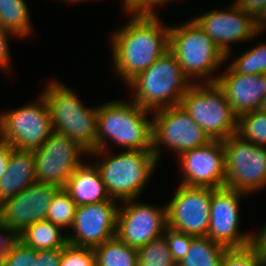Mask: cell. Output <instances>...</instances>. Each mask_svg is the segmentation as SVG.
<instances>
[{
    "label": "cell",
    "mask_w": 266,
    "mask_h": 266,
    "mask_svg": "<svg viewBox=\"0 0 266 266\" xmlns=\"http://www.w3.org/2000/svg\"><path fill=\"white\" fill-rule=\"evenodd\" d=\"M161 24L157 16H131L114 32L113 64L126 84L169 50V26Z\"/></svg>",
    "instance_id": "1"
},
{
    "label": "cell",
    "mask_w": 266,
    "mask_h": 266,
    "mask_svg": "<svg viewBox=\"0 0 266 266\" xmlns=\"http://www.w3.org/2000/svg\"><path fill=\"white\" fill-rule=\"evenodd\" d=\"M149 112L134 101H110L99 106L97 150L88 155H108V139L127 150H152L153 121L146 117Z\"/></svg>",
    "instance_id": "2"
},
{
    "label": "cell",
    "mask_w": 266,
    "mask_h": 266,
    "mask_svg": "<svg viewBox=\"0 0 266 266\" xmlns=\"http://www.w3.org/2000/svg\"><path fill=\"white\" fill-rule=\"evenodd\" d=\"M136 91L133 101L141 108L157 110L180 105L192 82L184 75L177 58L167 50L148 69L128 83Z\"/></svg>",
    "instance_id": "3"
},
{
    "label": "cell",
    "mask_w": 266,
    "mask_h": 266,
    "mask_svg": "<svg viewBox=\"0 0 266 266\" xmlns=\"http://www.w3.org/2000/svg\"><path fill=\"white\" fill-rule=\"evenodd\" d=\"M169 50L192 83L197 78L201 83L216 82L218 76L212 74L226 61L223 51L193 19L179 27H169Z\"/></svg>",
    "instance_id": "4"
},
{
    "label": "cell",
    "mask_w": 266,
    "mask_h": 266,
    "mask_svg": "<svg viewBox=\"0 0 266 266\" xmlns=\"http://www.w3.org/2000/svg\"><path fill=\"white\" fill-rule=\"evenodd\" d=\"M41 93L49 109L52 130L65 134L87 153L97 150V108L84 107L74 92L53 80Z\"/></svg>",
    "instance_id": "5"
},
{
    "label": "cell",
    "mask_w": 266,
    "mask_h": 266,
    "mask_svg": "<svg viewBox=\"0 0 266 266\" xmlns=\"http://www.w3.org/2000/svg\"><path fill=\"white\" fill-rule=\"evenodd\" d=\"M180 105L210 140L223 141L237 133L238 117L217 82L199 84L195 81L182 97Z\"/></svg>",
    "instance_id": "6"
},
{
    "label": "cell",
    "mask_w": 266,
    "mask_h": 266,
    "mask_svg": "<svg viewBox=\"0 0 266 266\" xmlns=\"http://www.w3.org/2000/svg\"><path fill=\"white\" fill-rule=\"evenodd\" d=\"M102 159L95 166L108 195L119 202L137 199L158 162L152 150H125Z\"/></svg>",
    "instance_id": "7"
},
{
    "label": "cell",
    "mask_w": 266,
    "mask_h": 266,
    "mask_svg": "<svg viewBox=\"0 0 266 266\" xmlns=\"http://www.w3.org/2000/svg\"><path fill=\"white\" fill-rule=\"evenodd\" d=\"M225 187L245 194L266 186V147L257 146L237 133L223 140Z\"/></svg>",
    "instance_id": "8"
},
{
    "label": "cell",
    "mask_w": 266,
    "mask_h": 266,
    "mask_svg": "<svg viewBox=\"0 0 266 266\" xmlns=\"http://www.w3.org/2000/svg\"><path fill=\"white\" fill-rule=\"evenodd\" d=\"M52 131L49 109L43 95L38 102L0 114V139L17 150L38 149Z\"/></svg>",
    "instance_id": "9"
},
{
    "label": "cell",
    "mask_w": 266,
    "mask_h": 266,
    "mask_svg": "<svg viewBox=\"0 0 266 266\" xmlns=\"http://www.w3.org/2000/svg\"><path fill=\"white\" fill-rule=\"evenodd\" d=\"M154 113L152 151L158 160L161 155L160 144L178 152L179 156L210 141L181 105L160 108Z\"/></svg>",
    "instance_id": "10"
},
{
    "label": "cell",
    "mask_w": 266,
    "mask_h": 266,
    "mask_svg": "<svg viewBox=\"0 0 266 266\" xmlns=\"http://www.w3.org/2000/svg\"><path fill=\"white\" fill-rule=\"evenodd\" d=\"M82 152L88 154L67 135L52 131L49 138L33 151L36 181L64 188L69 177L83 163Z\"/></svg>",
    "instance_id": "11"
},
{
    "label": "cell",
    "mask_w": 266,
    "mask_h": 266,
    "mask_svg": "<svg viewBox=\"0 0 266 266\" xmlns=\"http://www.w3.org/2000/svg\"><path fill=\"white\" fill-rule=\"evenodd\" d=\"M212 188L180 184L166 205L167 227L193 237L207 236Z\"/></svg>",
    "instance_id": "12"
},
{
    "label": "cell",
    "mask_w": 266,
    "mask_h": 266,
    "mask_svg": "<svg viewBox=\"0 0 266 266\" xmlns=\"http://www.w3.org/2000/svg\"><path fill=\"white\" fill-rule=\"evenodd\" d=\"M124 202L118 208L116 237L125 244L139 249L152 239L164 234L167 227L166 206L155 207L137 203L135 199Z\"/></svg>",
    "instance_id": "13"
},
{
    "label": "cell",
    "mask_w": 266,
    "mask_h": 266,
    "mask_svg": "<svg viewBox=\"0 0 266 266\" xmlns=\"http://www.w3.org/2000/svg\"><path fill=\"white\" fill-rule=\"evenodd\" d=\"M243 192L228 187L212 188L210 224L207 236L226 248L252 245L253 234L239 233V199Z\"/></svg>",
    "instance_id": "14"
},
{
    "label": "cell",
    "mask_w": 266,
    "mask_h": 266,
    "mask_svg": "<svg viewBox=\"0 0 266 266\" xmlns=\"http://www.w3.org/2000/svg\"><path fill=\"white\" fill-rule=\"evenodd\" d=\"M118 205L115 199L98 203L78 205L72 229L67 235L69 244L94 248L116 237Z\"/></svg>",
    "instance_id": "15"
},
{
    "label": "cell",
    "mask_w": 266,
    "mask_h": 266,
    "mask_svg": "<svg viewBox=\"0 0 266 266\" xmlns=\"http://www.w3.org/2000/svg\"><path fill=\"white\" fill-rule=\"evenodd\" d=\"M183 179L186 186L225 187L226 169L223 141L210 140L203 146L179 155Z\"/></svg>",
    "instance_id": "16"
},
{
    "label": "cell",
    "mask_w": 266,
    "mask_h": 266,
    "mask_svg": "<svg viewBox=\"0 0 266 266\" xmlns=\"http://www.w3.org/2000/svg\"><path fill=\"white\" fill-rule=\"evenodd\" d=\"M58 186L36 182L0 204V222L16 235L33 223L44 221Z\"/></svg>",
    "instance_id": "17"
},
{
    "label": "cell",
    "mask_w": 266,
    "mask_h": 266,
    "mask_svg": "<svg viewBox=\"0 0 266 266\" xmlns=\"http://www.w3.org/2000/svg\"><path fill=\"white\" fill-rule=\"evenodd\" d=\"M230 6L226 11L212 10L193 19L223 51L226 59L230 57L229 43L248 41L258 35L255 19L235 3Z\"/></svg>",
    "instance_id": "18"
},
{
    "label": "cell",
    "mask_w": 266,
    "mask_h": 266,
    "mask_svg": "<svg viewBox=\"0 0 266 266\" xmlns=\"http://www.w3.org/2000/svg\"><path fill=\"white\" fill-rule=\"evenodd\" d=\"M216 82L223 89L226 99L237 117L260 109L266 96L264 74H240L227 66Z\"/></svg>",
    "instance_id": "19"
},
{
    "label": "cell",
    "mask_w": 266,
    "mask_h": 266,
    "mask_svg": "<svg viewBox=\"0 0 266 266\" xmlns=\"http://www.w3.org/2000/svg\"><path fill=\"white\" fill-rule=\"evenodd\" d=\"M33 151L12 149L0 178V204L36 183Z\"/></svg>",
    "instance_id": "20"
},
{
    "label": "cell",
    "mask_w": 266,
    "mask_h": 266,
    "mask_svg": "<svg viewBox=\"0 0 266 266\" xmlns=\"http://www.w3.org/2000/svg\"><path fill=\"white\" fill-rule=\"evenodd\" d=\"M64 189L69 193L76 205H86L109 201L105 184L98 168L82 163L67 180Z\"/></svg>",
    "instance_id": "21"
},
{
    "label": "cell",
    "mask_w": 266,
    "mask_h": 266,
    "mask_svg": "<svg viewBox=\"0 0 266 266\" xmlns=\"http://www.w3.org/2000/svg\"><path fill=\"white\" fill-rule=\"evenodd\" d=\"M51 221H39L26 227L17 239L34 250L62 249L67 243V235Z\"/></svg>",
    "instance_id": "22"
},
{
    "label": "cell",
    "mask_w": 266,
    "mask_h": 266,
    "mask_svg": "<svg viewBox=\"0 0 266 266\" xmlns=\"http://www.w3.org/2000/svg\"><path fill=\"white\" fill-rule=\"evenodd\" d=\"M227 249L208 236L193 237L187 255L177 263V266H220Z\"/></svg>",
    "instance_id": "23"
},
{
    "label": "cell",
    "mask_w": 266,
    "mask_h": 266,
    "mask_svg": "<svg viewBox=\"0 0 266 266\" xmlns=\"http://www.w3.org/2000/svg\"><path fill=\"white\" fill-rule=\"evenodd\" d=\"M29 9L24 0H0V27L19 38L32 33Z\"/></svg>",
    "instance_id": "24"
},
{
    "label": "cell",
    "mask_w": 266,
    "mask_h": 266,
    "mask_svg": "<svg viewBox=\"0 0 266 266\" xmlns=\"http://www.w3.org/2000/svg\"><path fill=\"white\" fill-rule=\"evenodd\" d=\"M96 266H138L137 249L114 237L93 248Z\"/></svg>",
    "instance_id": "25"
},
{
    "label": "cell",
    "mask_w": 266,
    "mask_h": 266,
    "mask_svg": "<svg viewBox=\"0 0 266 266\" xmlns=\"http://www.w3.org/2000/svg\"><path fill=\"white\" fill-rule=\"evenodd\" d=\"M77 205L64 188H59L52 197L48 207L47 221L56 226L71 228L76 214Z\"/></svg>",
    "instance_id": "26"
},
{
    "label": "cell",
    "mask_w": 266,
    "mask_h": 266,
    "mask_svg": "<svg viewBox=\"0 0 266 266\" xmlns=\"http://www.w3.org/2000/svg\"><path fill=\"white\" fill-rule=\"evenodd\" d=\"M237 134L257 146L266 147V113L257 109L239 116Z\"/></svg>",
    "instance_id": "27"
},
{
    "label": "cell",
    "mask_w": 266,
    "mask_h": 266,
    "mask_svg": "<svg viewBox=\"0 0 266 266\" xmlns=\"http://www.w3.org/2000/svg\"><path fill=\"white\" fill-rule=\"evenodd\" d=\"M137 254L138 266H177L164 234L137 249Z\"/></svg>",
    "instance_id": "28"
},
{
    "label": "cell",
    "mask_w": 266,
    "mask_h": 266,
    "mask_svg": "<svg viewBox=\"0 0 266 266\" xmlns=\"http://www.w3.org/2000/svg\"><path fill=\"white\" fill-rule=\"evenodd\" d=\"M229 67L240 74L266 73V42L252 47L229 64Z\"/></svg>",
    "instance_id": "29"
},
{
    "label": "cell",
    "mask_w": 266,
    "mask_h": 266,
    "mask_svg": "<svg viewBox=\"0 0 266 266\" xmlns=\"http://www.w3.org/2000/svg\"><path fill=\"white\" fill-rule=\"evenodd\" d=\"M220 266H264L259 251L253 246L230 248L224 252Z\"/></svg>",
    "instance_id": "30"
},
{
    "label": "cell",
    "mask_w": 266,
    "mask_h": 266,
    "mask_svg": "<svg viewBox=\"0 0 266 266\" xmlns=\"http://www.w3.org/2000/svg\"><path fill=\"white\" fill-rule=\"evenodd\" d=\"M59 266H96L95 253L92 248L67 243L62 248Z\"/></svg>",
    "instance_id": "31"
},
{
    "label": "cell",
    "mask_w": 266,
    "mask_h": 266,
    "mask_svg": "<svg viewBox=\"0 0 266 266\" xmlns=\"http://www.w3.org/2000/svg\"><path fill=\"white\" fill-rule=\"evenodd\" d=\"M37 250L16 239L5 254L1 266H34Z\"/></svg>",
    "instance_id": "32"
},
{
    "label": "cell",
    "mask_w": 266,
    "mask_h": 266,
    "mask_svg": "<svg viewBox=\"0 0 266 266\" xmlns=\"http://www.w3.org/2000/svg\"><path fill=\"white\" fill-rule=\"evenodd\" d=\"M166 236L169 251L176 263L180 262L189 251L193 236L166 227Z\"/></svg>",
    "instance_id": "33"
},
{
    "label": "cell",
    "mask_w": 266,
    "mask_h": 266,
    "mask_svg": "<svg viewBox=\"0 0 266 266\" xmlns=\"http://www.w3.org/2000/svg\"><path fill=\"white\" fill-rule=\"evenodd\" d=\"M172 0H123L126 13L132 16H157L154 6Z\"/></svg>",
    "instance_id": "34"
},
{
    "label": "cell",
    "mask_w": 266,
    "mask_h": 266,
    "mask_svg": "<svg viewBox=\"0 0 266 266\" xmlns=\"http://www.w3.org/2000/svg\"><path fill=\"white\" fill-rule=\"evenodd\" d=\"M62 249L37 250L34 266H59Z\"/></svg>",
    "instance_id": "35"
},
{
    "label": "cell",
    "mask_w": 266,
    "mask_h": 266,
    "mask_svg": "<svg viewBox=\"0 0 266 266\" xmlns=\"http://www.w3.org/2000/svg\"><path fill=\"white\" fill-rule=\"evenodd\" d=\"M0 266L6 252L11 247L12 243L17 239V235L6 225L0 222Z\"/></svg>",
    "instance_id": "36"
},
{
    "label": "cell",
    "mask_w": 266,
    "mask_h": 266,
    "mask_svg": "<svg viewBox=\"0 0 266 266\" xmlns=\"http://www.w3.org/2000/svg\"><path fill=\"white\" fill-rule=\"evenodd\" d=\"M242 11L254 19L266 5V0H235L234 2Z\"/></svg>",
    "instance_id": "37"
},
{
    "label": "cell",
    "mask_w": 266,
    "mask_h": 266,
    "mask_svg": "<svg viewBox=\"0 0 266 266\" xmlns=\"http://www.w3.org/2000/svg\"><path fill=\"white\" fill-rule=\"evenodd\" d=\"M13 35L8 30L0 27V67L8 70L10 66V51L8 35Z\"/></svg>",
    "instance_id": "38"
},
{
    "label": "cell",
    "mask_w": 266,
    "mask_h": 266,
    "mask_svg": "<svg viewBox=\"0 0 266 266\" xmlns=\"http://www.w3.org/2000/svg\"><path fill=\"white\" fill-rule=\"evenodd\" d=\"M252 245L259 251L261 260L264 266H266V224L260 229V231L253 234Z\"/></svg>",
    "instance_id": "39"
},
{
    "label": "cell",
    "mask_w": 266,
    "mask_h": 266,
    "mask_svg": "<svg viewBox=\"0 0 266 266\" xmlns=\"http://www.w3.org/2000/svg\"><path fill=\"white\" fill-rule=\"evenodd\" d=\"M13 147L0 139V178L4 175Z\"/></svg>",
    "instance_id": "40"
},
{
    "label": "cell",
    "mask_w": 266,
    "mask_h": 266,
    "mask_svg": "<svg viewBox=\"0 0 266 266\" xmlns=\"http://www.w3.org/2000/svg\"><path fill=\"white\" fill-rule=\"evenodd\" d=\"M255 29L257 34H260L261 31L266 29V5L255 18Z\"/></svg>",
    "instance_id": "41"
},
{
    "label": "cell",
    "mask_w": 266,
    "mask_h": 266,
    "mask_svg": "<svg viewBox=\"0 0 266 266\" xmlns=\"http://www.w3.org/2000/svg\"><path fill=\"white\" fill-rule=\"evenodd\" d=\"M260 110L262 112L266 113V96H265V98H264V100H263V102H262V104L260 106Z\"/></svg>",
    "instance_id": "42"
},
{
    "label": "cell",
    "mask_w": 266,
    "mask_h": 266,
    "mask_svg": "<svg viewBox=\"0 0 266 266\" xmlns=\"http://www.w3.org/2000/svg\"><path fill=\"white\" fill-rule=\"evenodd\" d=\"M64 1H68V2H80V1H83V0H64Z\"/></svg>",
    "instance_id": "43"
}]
</instances>
